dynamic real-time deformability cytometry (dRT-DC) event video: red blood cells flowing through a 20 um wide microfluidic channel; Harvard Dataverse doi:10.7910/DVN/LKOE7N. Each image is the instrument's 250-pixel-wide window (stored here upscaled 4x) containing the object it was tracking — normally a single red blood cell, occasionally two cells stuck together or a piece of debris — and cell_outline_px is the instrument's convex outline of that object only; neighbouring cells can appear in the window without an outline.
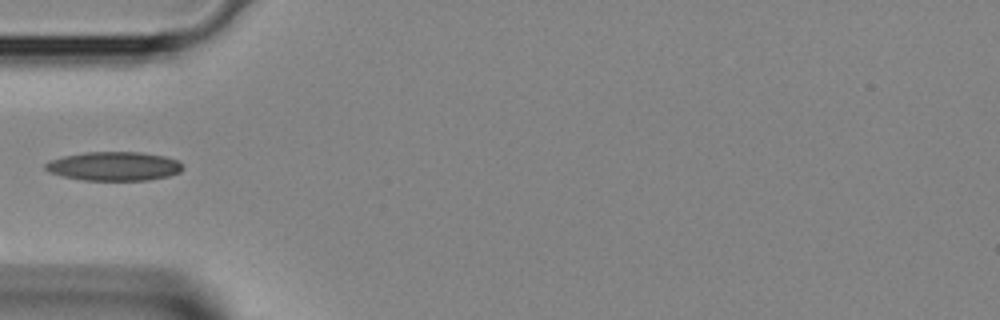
{"species": "Egyptian fruit bat (a non-hibernating species)", "species_latin": "Rousettus aegyptiacus", "temperature_condition": "room temperature", "stored_images_in_passage": 26, "camera_frame_rate_fps": 3000, "um_per_image_px": 0.085, "animal": {"sex": "female"}, "frame": {"image": 1, "passage_image": 1, "time_ms": 0.0, "image_size_px": [1000, 320], "cell_outline_px": [[184, 168], [180, 172], [168, 176], [148, 180], [84, 180], [64, 176], [48, 172], [44, 168], [44, 164], [48, 160], [64, 156], [84, 152], [140, 152], [164, 156], [180, 160], [184, 164]], "centroid_in_image_um": [9.71, 14.12], "position_along_channel_um": 75.3, "area_um2": 23.35}}
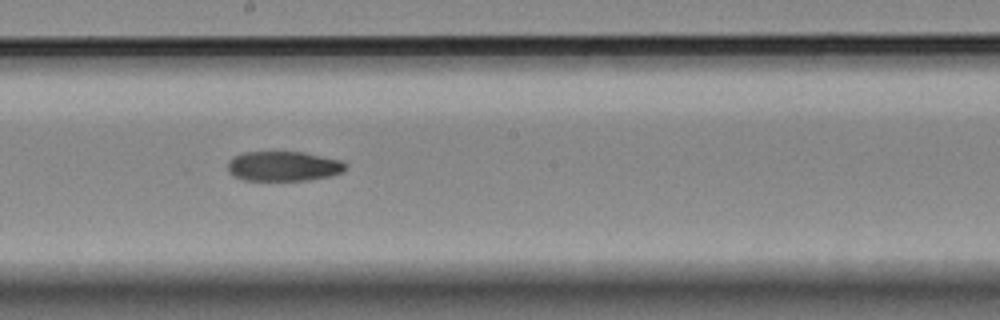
{"frame": {"image": 2, "passage_image": 10, "time_ms": 3.0, "image_size_px": [1000, 320], "cell_outline_px": [[348, 164], [340, 172], [332, 176], [308, 180], [244, 180], [232, 176], [228, 172], [228, 160], [232, 156], [244, 152], [304, 152], [344, 160]], "centroid_in_image_um": [24.09, 14.12], "position_along_channel_um": 224.1, "area_um2": 20.75}}
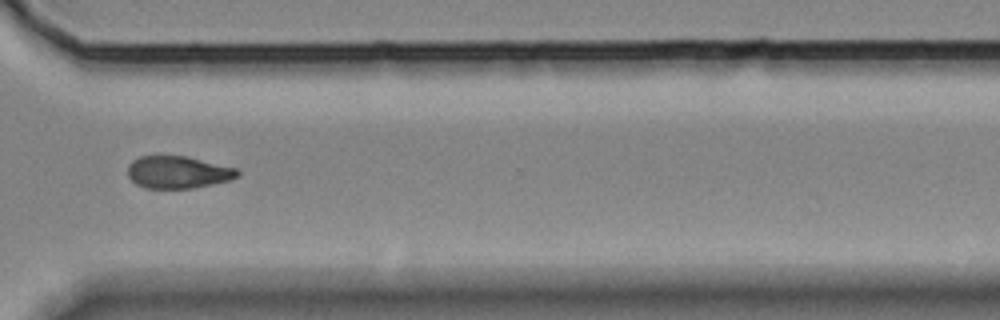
{"frame": {"image": 3, "passage_image": 18, "time_ms": 5.667, "image_size_px": [1000, 320], "cell_outline_px": [[240, 176], [228, 180], [192, 188], [144, 188], [136, 184], [128, 176], [128, 164], [132, 160], [140, 156], [188, 156], [236, 168], [240, 172]], "centroid_in_image_um": [15.11, 14.63], "position_along_channel_um": 355.5, "area_um2": 20.63}}